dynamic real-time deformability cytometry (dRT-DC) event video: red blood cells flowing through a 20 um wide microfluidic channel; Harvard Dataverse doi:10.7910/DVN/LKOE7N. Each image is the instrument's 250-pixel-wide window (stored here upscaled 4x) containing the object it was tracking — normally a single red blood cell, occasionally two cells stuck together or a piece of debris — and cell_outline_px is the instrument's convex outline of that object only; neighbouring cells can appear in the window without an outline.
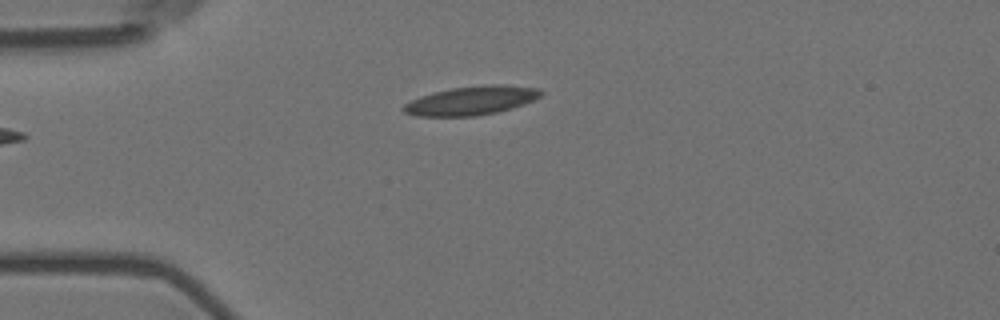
{"species": "Egyptian fruit bat (a non-hibernating species)", "species_latin": "Rousettus aegyptiacus", "temperature_condition": "room temperature", "stored_images_in_passage": 5, "camera_frame_rate_fps": 3000, "um_per_image_px": 0.085, "animal": {"sex": "female"}, "frame": {"image": 1, "passage_image": 1, "time_ms": 0.0, "image_size_px": [1000, 320], "cell_outline_px": [[544, 92], [540, 96], [532, 100], [512, 108], [496, 112], [476, 116], [416, 116], [404, 112], [400, 108], [404, 104], [420, 96], [452, 88], [488, 84], [504, 84], [540, 88]], "centroid_in_image_um": [40.07, 8.54], "position_along_channel_um": 44.9, "area_um2": 23.0}}
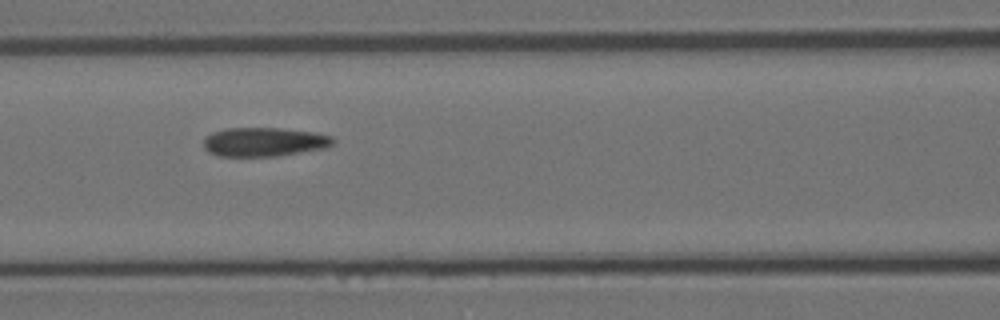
{"frame": {"image": 2, "passage_image": 4, "time_ms": 1.0, "image_size_px": [1000, 320], "cell_outline_px": [[336, 140], [332, 144], [324, 148], [276, 156], [220, 156], [208, 152], [204, 148], [204, 140], [212, 132], [228, 128], [280, 128], [312, 132], [332, 136]], "centroid_in_image_um": [22.44, 12.06], "position_along_channel_um": 144.2, "area_um2": 21.68}}
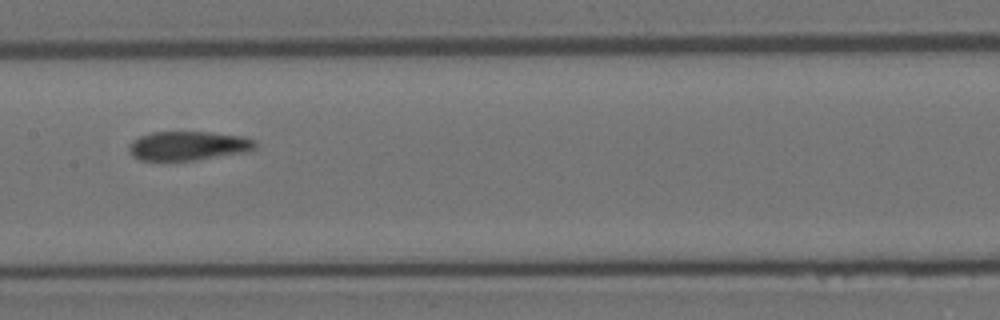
{"frame": {"image": 3, "passage_image": 5, "time_ms": 1.333, "image_size_px": [1000, 320], "cell_outline_px": [[256, 148], [240, 152], [192, 160], [140, 160], [132, 156], [128, 148], [132, 140], [140, 136], [152, 132], [208, 132], [244, 136], [256, 140]], "centroid_in_image_um": [15.96, 12.37], "position_along_channel_um": 191.4, "area_um2": 21.1}}